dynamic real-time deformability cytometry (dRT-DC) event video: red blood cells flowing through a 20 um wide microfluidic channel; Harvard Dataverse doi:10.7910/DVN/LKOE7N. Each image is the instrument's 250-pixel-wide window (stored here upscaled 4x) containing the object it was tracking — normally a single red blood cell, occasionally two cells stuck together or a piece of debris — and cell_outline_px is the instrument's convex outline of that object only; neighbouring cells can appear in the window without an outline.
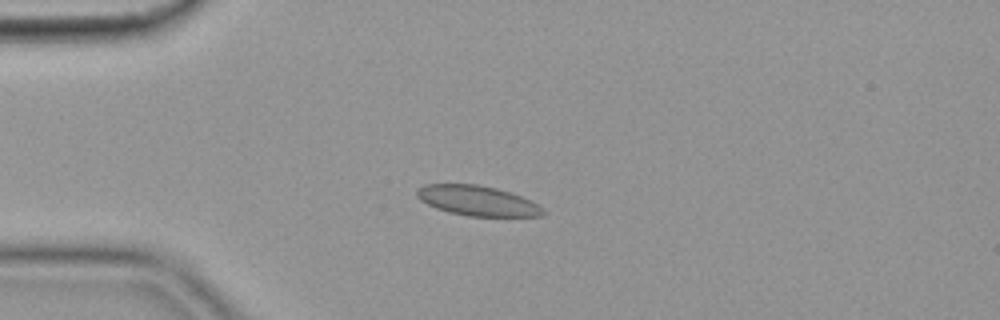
{"species": "common noctule bat (a hibernating species)", "species_latin": "Nyctalus noctula", "temperature_condition": "cold", "stored_images_in_passage": 56, "camera_frame_rate_fps": 3000, "um_per_image_px": 0.085, "animal": {"sex": "female", "body_mass_g": 19.9}, "frame": {"image": 1, "passage_image": 14, "time_ms": 4.333, "image_size_px": [1000, 320], "cell_outline_px": [[544, 212], [540, 216], [468, 216], [448, 212], [436, 208], [420, 200], [416, 196], [416, 188], [424, 184], [476, 184], [496, 188], [512, 192], [532, 200], [540, 204], [544, 208]], "centroid_in_image_um": [40.59, 17.05], "position_along_channel_um": 44.4, "area_um2": 22.31}}
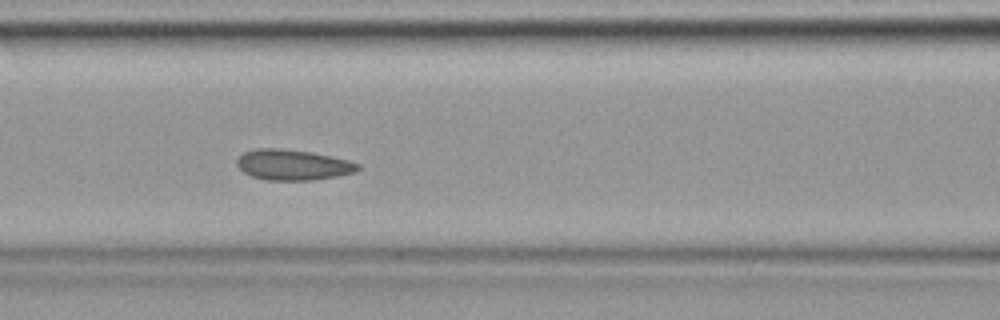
{"frame": {"image": 2, "passage_image": 24, "time_ms": 7.667, "image_size_px": [1000, 320], "cell_outline_px": [[360, 168], [356, 172], [336, 176], [312, 180], [268, 180], [252, 176], [244, 172], [236, 164], [236, 160], [244, 152], [256, 148], [280, 148], [308, 152], [332, 156], [348, 160], [360, 164]], "centroid_in_image_um": [24.9, 14.01], "position_along_channel_um": 141.7, "area_um2": 21.44}}
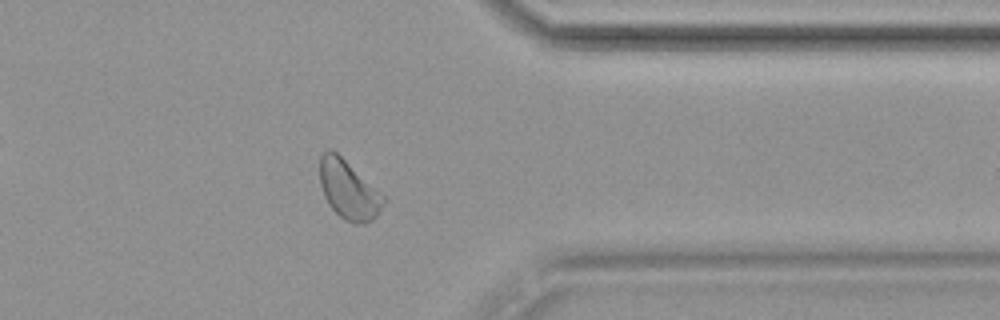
{"frame": {"image": 3, "passage_image": 45, "time_ms": 14.667, "image_size_px": [1000, 320], "cell_outline_px": [[388, 200], [376, 216], [372, 220], [364, 224], [352, 224], [344, 220], [328, 204], [324, 196], [320, 184], [320, 156], [328, 148], [332, 148], [380, 192]], "centroid_in_image_um": [29.63, 16.15], "position_along_channel_um": 381.8, "area_um2": 21.85}, "authors_computed_cell_mechanics": {"area_um2": 22.253, "velocity_mm_per_s": 3.5567, "shape_relaxation_time_tau1_ms": null, "shape_relaxation_time_tau2_ms": 1.7668, "deformation_change_tau1": null, "deformation_change_tau2": 0.0466}}